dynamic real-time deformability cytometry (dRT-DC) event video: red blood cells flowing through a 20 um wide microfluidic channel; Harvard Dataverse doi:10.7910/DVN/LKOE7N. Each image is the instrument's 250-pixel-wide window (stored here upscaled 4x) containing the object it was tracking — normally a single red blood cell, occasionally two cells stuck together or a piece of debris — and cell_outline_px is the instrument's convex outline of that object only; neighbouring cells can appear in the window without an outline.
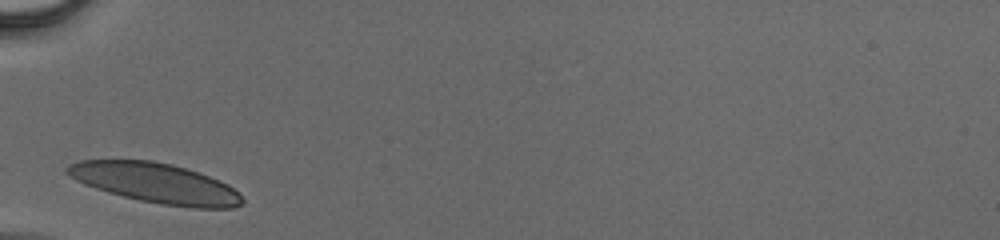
{"species": "human", "species_latin": "Homo sapiens", "temperature_condition": "cold", "stored_images_in_passage": 23, "camera_frame_rate_fps": 3000, "um_per_image_px": 0.085, "donor": {"sex": "male"}, "frame": {"image": 1, "passage_image": 1, "time_ms": 0.0, "image_size_px": [1000, 240], "cell_outline_px": [[244, 200], [240, 204], [232, 208], [192, 208], [164, 204], [140, 200], [108, 192], [84, 184], [76, 180], [64, 172], [64, 168], [68, 164], [80, 160], [152, 160], [172, 164], [200, 172], [228, 184]], "centroid_in_image_um": [13.19, 15.55], "position_along_channel_um": 71.8, "area_um2": 40.58}}
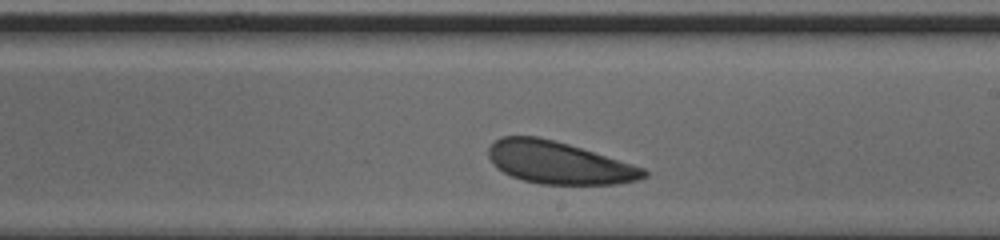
{"frame": {"image": 2, "passage_image": 13, "time_ms": 4.0, "image_size_px": [1000, 240], "cell_outline_px": [[648, 176], [636, 180], [616, 184], [540, 184], [524, 180], [512, 176], [496, 168], [492, 164], [488, 156], [488, 148], [500, 136], [540, 136], [568, 144], [632, 164], [644, 168], [648, 172]], "centroid_in_image_um": [47.46, 13.82], "position_along_channel_um": 241.5, "area_um2": 38.09}}
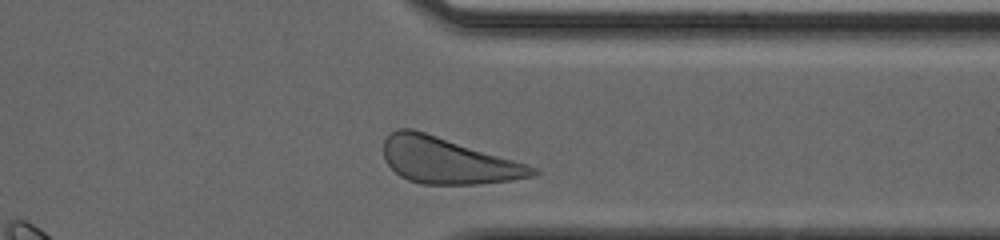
{"frame": {"image": 3, "passage_image": 22, "time_ms": 7.0, "image_size_px": [1000, 240], "cell_outline_px": [[540, 172], [536, 176], [480, 184], [420, 184], [408, 180], [400, 176], [384, 160], [384, 140], [396, 128], [412, 128], [528, 164], [536, 168]], "centroid_in_image_um": [38.05, 13.66], "position_along_channel_um": 373.3, "area_um2": 39.82}}